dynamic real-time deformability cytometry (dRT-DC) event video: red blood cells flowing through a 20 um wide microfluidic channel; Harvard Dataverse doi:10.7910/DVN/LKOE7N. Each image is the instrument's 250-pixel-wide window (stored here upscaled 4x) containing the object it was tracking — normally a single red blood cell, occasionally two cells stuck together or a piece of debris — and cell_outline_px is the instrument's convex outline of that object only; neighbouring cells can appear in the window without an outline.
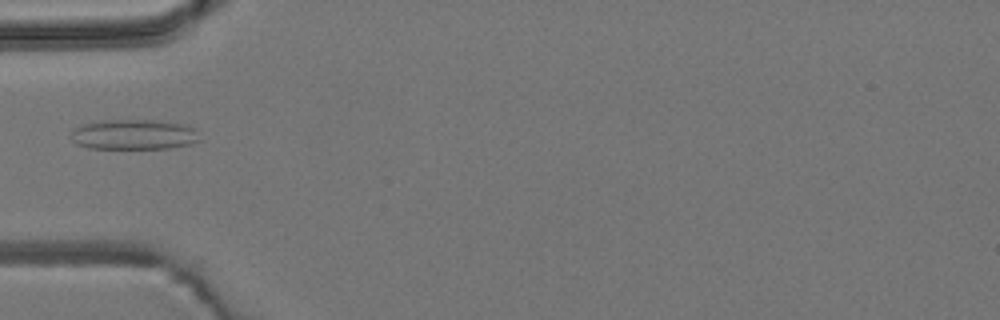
{"species": "common noctule bat (a hibernating species)", "species_latin": "Nyctalus noctula", "temperature_condition": "room temperature", "stored_images_in_passage": 5, "camera_frame_rate_fps": 3000, "um_per_image_px": 0.085, "animal": {"sex": "male", "body_mass_g": 19.2, "forearm_length_mm": 51.8}, "frame": {"image": 1, "passage_image": 5, "time_ms": 4.667, "image_size_px": [1000, 320], "cell_outline_px": [[200, 140], [188, 144], [168, 148], [92, 148], [76, 144], [72, 140], [72, 132], [76, 128], [84, 124], [108, 120], [152, 120], [180, 124], [192, 128]], "centroid_in_image_um": [11.34, 11.44], "position_along_channel_um": 73.7, "area_um2": 21.96}}